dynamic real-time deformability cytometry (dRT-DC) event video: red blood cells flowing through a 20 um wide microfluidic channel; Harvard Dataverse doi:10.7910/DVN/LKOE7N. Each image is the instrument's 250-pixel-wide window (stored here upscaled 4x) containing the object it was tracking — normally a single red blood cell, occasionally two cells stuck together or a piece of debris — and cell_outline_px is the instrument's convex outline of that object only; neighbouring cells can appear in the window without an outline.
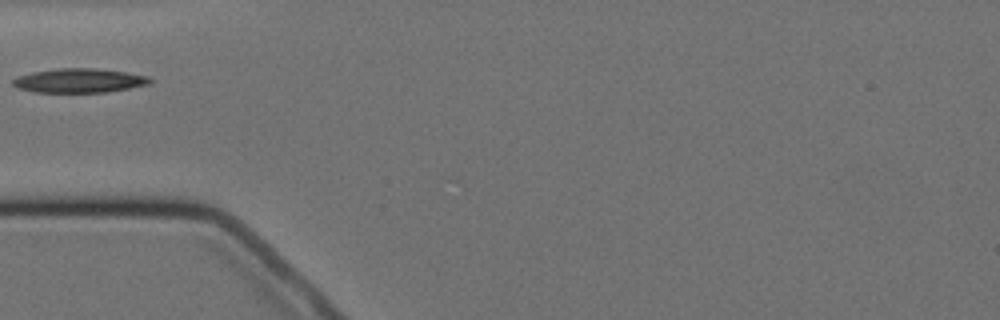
{"species": "Egyptian fruit bat (a non-hibernating species)", "species_latin": "Rousettus aegyptiacus", "temperature_condition": "cold", "stored_images_in_passage": 4, "camera_frame_rate_fps": 3000, "um_per_image_px": 0.085, "animal": {"sex": "female"}, "frame": {"image": 1, "passage_image": 1, "time_ms": 0.0, "image_size_px": [1000, 320], "cell_outline_px": [[152, 80], [148, 84], [108, 92], [36, 92], [16, 88], [12, 84], [12, 80], [16, 76], [32, 72], [60, 68], [96, 68], [124, 72], [148, 76]], "centroid_in_image_um": [6.68, 6.85], "position_along_channel_um": 78.3, "area_um2": 19.25}}
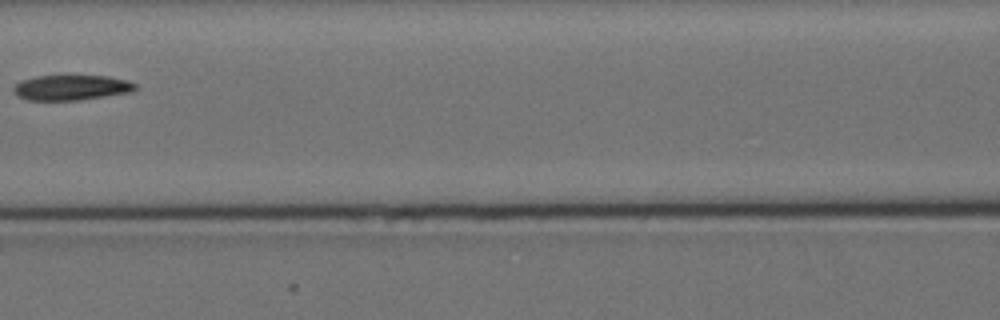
{"frame": {"image": 2, "passage_image": 3, "time_ms": 2.333, "image_size_px": [1000, 320], "cell_outline_px": [[136, 88], [132, 92], [80, 100], [28, 100], [16, 96], [12, 92], [12, 88], [20, 80], [36, 76], [108, 76], [124, 80], [136, 84]], "centroid_in_image_um": [6.0, 7.45], "position_along_channel_um": 160.6, "area_um2": 17.92}}
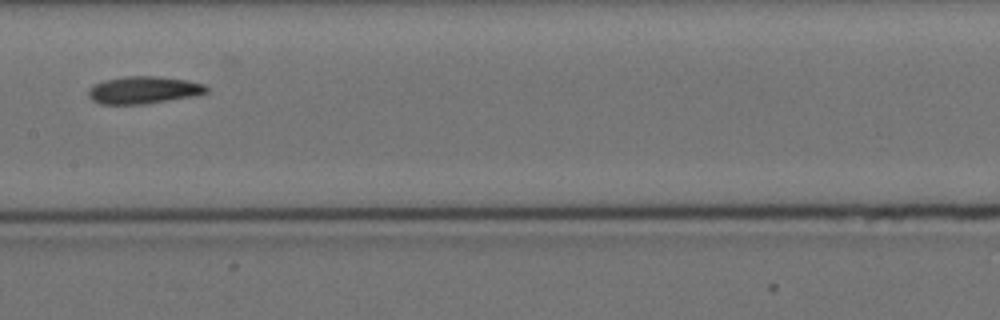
{"frame": {"image": 3, "passage_image": 4, "time_ms": 3.333, "image_size_px": [1000, 320], "cell_outline_px": [[208, 92], [192, 96], [144, 104], [100, 104], [92, 100], [88, 96], [88, 88], [104, 80], [128, 76], [160, 76], [188, 80], [204, 84], [208, 88]], "centroid_in_image_um": [12.2, 7.65], "position_along_channel_um": 195.2, "area_um2": 18.79}}